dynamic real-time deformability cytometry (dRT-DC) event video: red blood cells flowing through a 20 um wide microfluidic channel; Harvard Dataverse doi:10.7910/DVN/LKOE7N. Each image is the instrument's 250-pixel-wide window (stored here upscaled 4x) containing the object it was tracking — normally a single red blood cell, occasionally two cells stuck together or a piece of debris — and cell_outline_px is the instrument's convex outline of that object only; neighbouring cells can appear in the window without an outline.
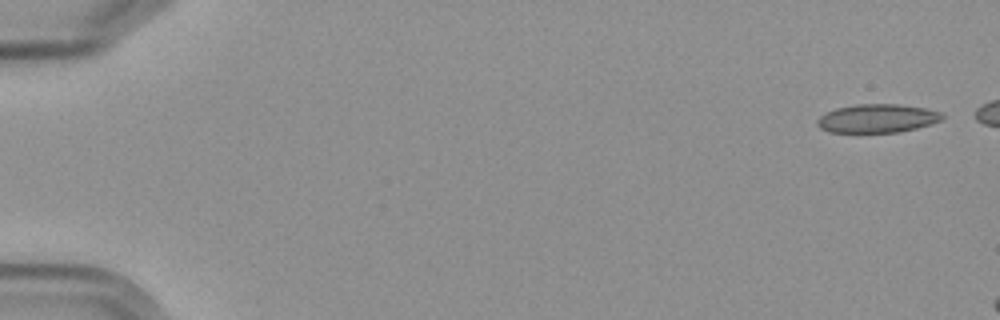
{"species": "Egyptian fruit bat (a non-hibernating species)", "species_latin": "Rousettus aegyptiacus", "temperature_condition": "cold", "stored_images_in_passage": 5, "camera_frame_rate_fps": 3000, "um_per_image_px": 0.085, "frame": {"image": 1, "passage_image": 1, "time_ms": 0.0, "image_size_px": [1000, 320], "cell_outline_px": [[944, 116], [940, 120], [932, 124], [900, 132], [828, 132], [820, 128], [816, 124], [816, 120], [824, 112], [836, 108], [856, 104], [900, 104], [924, 108], [944, 112]], "centroid_in_image_um": [74.56, 10.06], "position_along_channel_um": 10.4, "area_um2": 20.98}}